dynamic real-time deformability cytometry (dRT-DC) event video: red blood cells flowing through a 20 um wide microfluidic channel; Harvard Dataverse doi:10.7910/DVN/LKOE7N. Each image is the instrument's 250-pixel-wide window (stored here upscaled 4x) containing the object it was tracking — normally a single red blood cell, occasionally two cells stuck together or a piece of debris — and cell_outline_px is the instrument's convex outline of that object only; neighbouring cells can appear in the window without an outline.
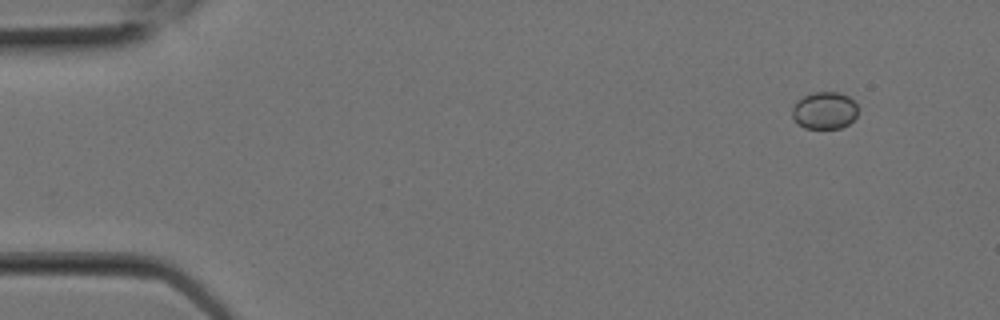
{"species": "Egyptian fruit bat (a non-hibernating species)", "species_latin": "Rousettus aegyptiacus", "temperature_condition": "room temperature", "stored_images_in_passage": 2, "camera_frame_rate_fps": 3000, "um_per_image_px": 0.085, "animal": {"sex": "female"}, "frame": {"image": 1, "passage_image": 1, "time_ms": 0.0, "image_size_px": [1000, 320], "cell_outline_px": [[856, 116], [848, 124], [840, 128], [804, 128], [792, 116], [792, 108], [796, 100], [812, 92], [836, 92], [848, 96], [856, 104]], "centroid_in_image_um": [70.06, 9.38], "position_along_channel_um": 14.9, "area_um2": 14.1}}